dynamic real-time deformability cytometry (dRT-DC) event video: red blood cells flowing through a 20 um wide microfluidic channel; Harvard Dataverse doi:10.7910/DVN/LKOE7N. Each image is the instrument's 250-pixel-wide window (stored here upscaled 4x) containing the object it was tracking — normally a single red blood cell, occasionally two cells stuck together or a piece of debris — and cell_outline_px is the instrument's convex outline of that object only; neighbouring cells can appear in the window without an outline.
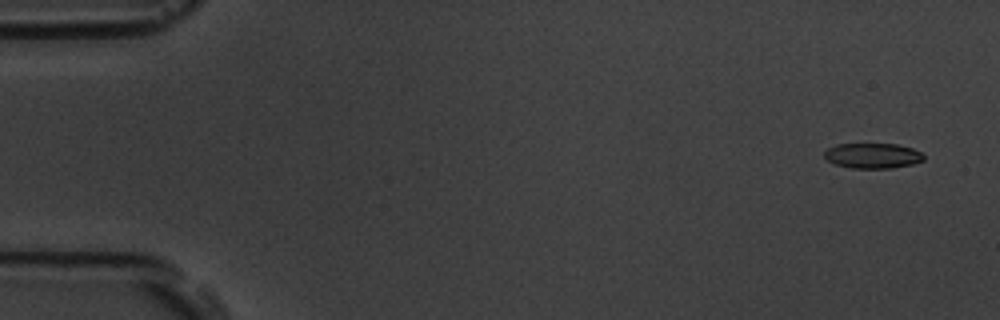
{"species": "common noctule bat (a hibernating species)", "species_latin": "Nyctalus noctula", "temperature_condition": "room temperature", "stored_images_in_passage": 55, "camera_frame_rate_fps": 3000, "um_per_image_px": 0.085, "animal": {"sex": "male", "body_mass_g": 19.5, "forearm_length_mm": 54.6}, "frame": {"image": 1, "passage_image": 3, "time_ms": 0.667, "image_size_px": [1000, 320], "cell_outline_px": [[924, 160], [912, 164], [892, 168], [852, 168], [832, 164], [824, 156], [824, 152], [828, 148], [836, 144], [896, 144], [912, 148], [920, 152], [924, 156]], "centroid_in_image_um": [74.15, 13.24], "position_along_channel_um": 10.8, "area_um2": 14.62}}
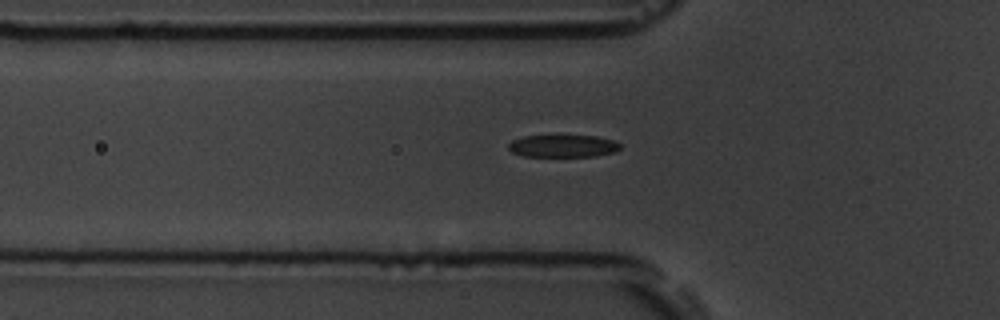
{"frame": {"image": 2, "passage_image": 19, "time_ms": 6.0, "image_size_px": [1000, 320], "cell_outline_px": [[620, 148], [616, 152], [596, 156], [524, 156], [512, 152], [508, 148], [508, 144], [512, 140], [524, 136], [596, 136], [612, 140], [620, 144]], "centroid_in_image_um": [47.85, 12.41], "position_along_channel_um": 77.9, "area_um2": 14.45}}
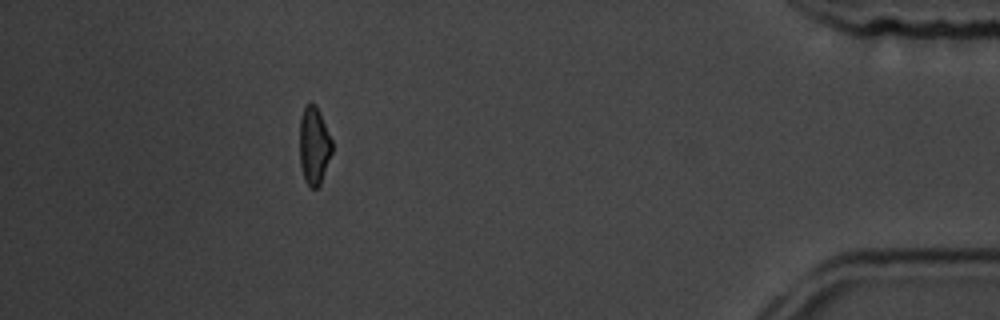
{"frame": {"image": 3, "passage_image": 50, "time_ms": 16.333, "image_size_px": [1000, 320], "cell_outline_px": [[332, 152], [320, 184], [316, 188], [312, 188], [304, 180], [300, 164], [300, 120], [304, 108], [308, 100], [316, 104], [320, 112], [332, 140]], "centroid_in_image_um": [26.69, 12.34], "position_along_channel_um": 408.5, "area_um2": 14.74}, "authors_computed_cell_mechanics": {"area_um2": 15.7216, "velocity_mm_per_s": 3.7237, "shape_relaxation_time_tau1_ms": 3.1213, "shape_relaxation_time_tau2_ms": 2.5611, "deformation_change_tau1": 0.1525, "deformation_change_tau2": 0.1065}}